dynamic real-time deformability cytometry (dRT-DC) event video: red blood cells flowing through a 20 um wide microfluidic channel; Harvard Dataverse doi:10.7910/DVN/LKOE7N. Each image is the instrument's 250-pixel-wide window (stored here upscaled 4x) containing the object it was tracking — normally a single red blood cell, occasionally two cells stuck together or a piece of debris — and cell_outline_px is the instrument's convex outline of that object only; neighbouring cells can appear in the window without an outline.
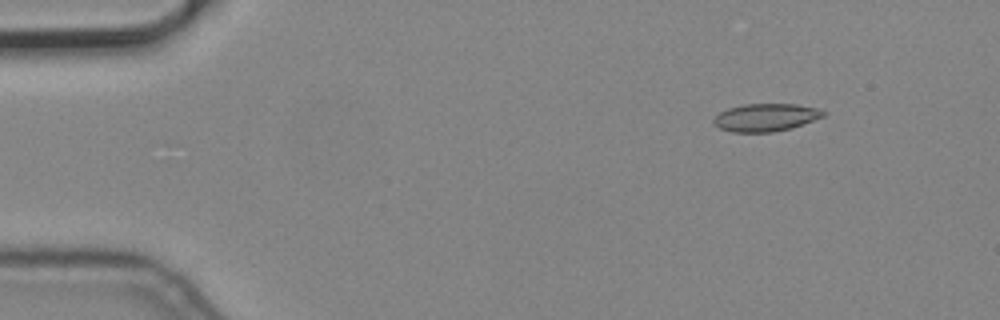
{"species": "common noctule bat (a hibernating species)", "species_latin": "Nyctalus noctula", "temperature_condition": "cold", "stored_images_in_passage": 3, "camera_frame_rate_fps": 3000, "um_per_image_px": 0.085, "animal": {"sex": "male", "body_mass_g": 19.2, "forearm_length_mm": 51.8}, "frame": {"image": 1, "passage_image": 1, "time_ms": 0.0, "image_size_px": [1000, 320], "cell_outline_px": [[828, 112], [824, 116], [792, 128], [772, 132], [732, 132], [720, 128], [712, 124], [712, 120], [720, 112], [728, 108], [744, 104], [796, 104], [816, 108]], "centroid_in_image_um": [65.07, 9.98], "position_along_channel_um": 19.9, "area_um2": 17.74}}